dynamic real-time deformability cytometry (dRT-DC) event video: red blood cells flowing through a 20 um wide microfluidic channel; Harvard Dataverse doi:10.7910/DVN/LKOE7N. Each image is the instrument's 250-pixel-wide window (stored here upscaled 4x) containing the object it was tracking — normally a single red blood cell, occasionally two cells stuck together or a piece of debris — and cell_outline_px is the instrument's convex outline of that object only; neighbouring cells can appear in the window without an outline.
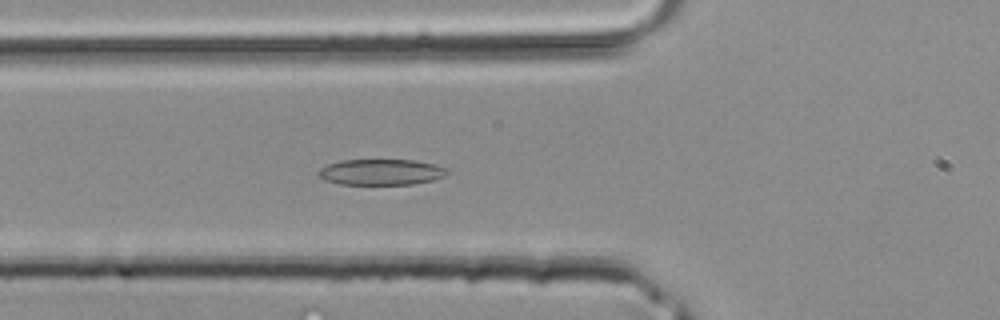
{"species": "common noctule bat (a hibernating species)", "species_latin": "Nyctalus noctula", "temperature_condition": "room temperature", "stored_images_in_passage": 30, "camera_frame_rate_fps": 3000, "um_per_image_px": 0.085, "animal": {"sex": "male", "body_mass_g": 20.4}, "frame": {"image": 1, "passage_image": 6, "time_ms": 1.667, "image_size_px": [1000, 320], "cell_outline_px": [[448, 172], [444, 176], [432, 180], [412, 184], [340, 184], [324, 180], [316, 172], [320, 168], [328, 164], [340, 160], [416, 160], [448, 168]], "centroid_in_image_um": [32.37, 14.62], "position_along_channel_um": 93.4, "area_um2": 19.36}}
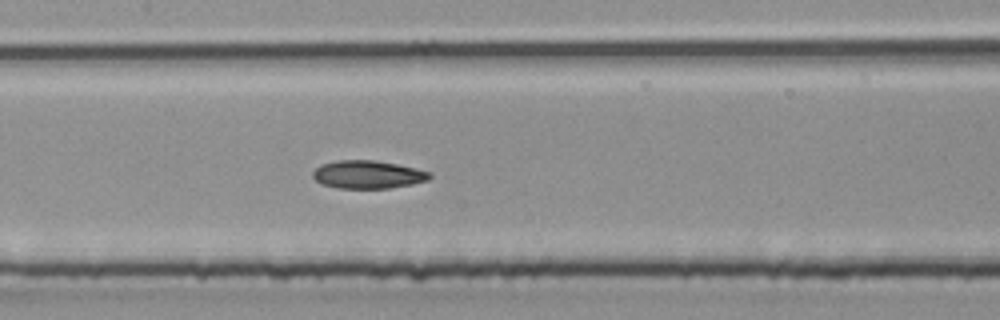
{"frame": {"image": 2, "passage_image": 11, "time_ms": 3.333, "image_size_px": [1000, 320], "cell_outline_px": [[432, 176], [428, 180], [412, 184], [388, 188], [336, 188], [324, 184], [316, 180], [312, 176], [312, 172], [320, 164], [336, 160], [372, 160], [396, 164], [416, 168], [432, 172]], "centroid_in_image_um": [31.27, 14.83], "position_along_channel_um": 176.1, "area_um2": 19.07}}
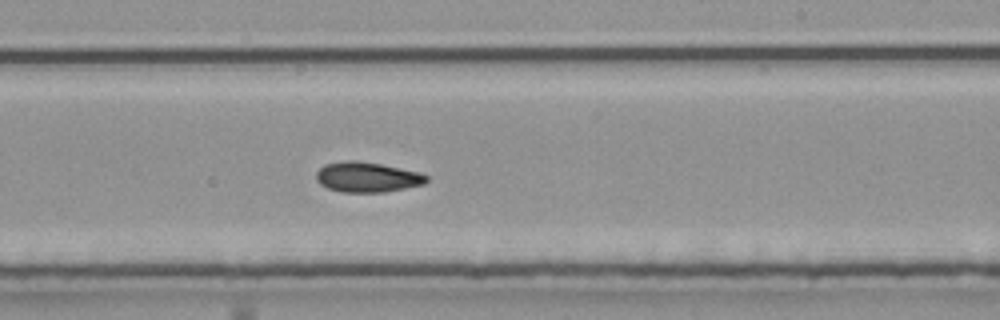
{"frame": {"image": 3, "passage_image": 16, "time_ms": 5.0, "image_size_px": [1000, 320], "cell_outline_px": [[428, 180], [424, 184], [384, 192], [340, 192], [328, 188], [320, 184], [316, 180], [316, 172], [324, 164], [348, 160], [356, 160], [380, 164], [420, 172], [428, 176]], "centroid_in_image_um": [31.19, 15.05], "position_along_channel_um": 257.8, "area_um2": 19.36}}